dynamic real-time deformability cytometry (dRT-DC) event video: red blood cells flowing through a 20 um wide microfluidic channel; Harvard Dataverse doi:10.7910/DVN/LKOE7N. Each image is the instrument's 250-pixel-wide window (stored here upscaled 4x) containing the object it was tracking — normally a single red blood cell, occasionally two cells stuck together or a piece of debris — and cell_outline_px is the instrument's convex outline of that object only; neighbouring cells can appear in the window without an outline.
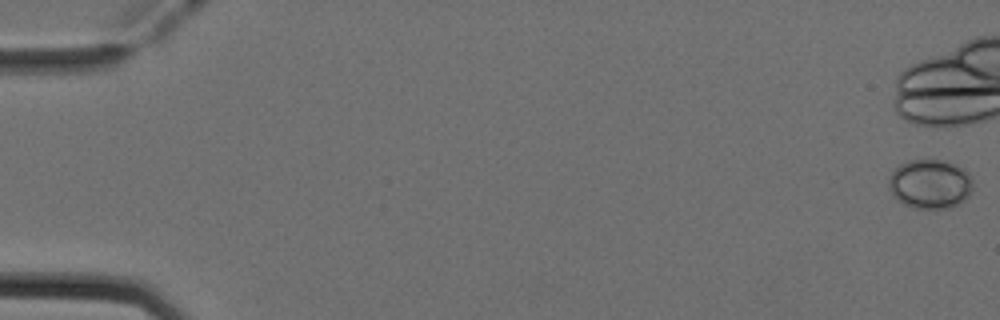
{"species": "Egyptian fruit bat (a non-hibernating species)", "species_latin": "Rousettus aegyptiacus", "temperature_condition": "cold", "stored_images_in_passage": 9, "camera_frame_rate_fps": 3000, "um_per_image_px": 0.085, "animal": {"sex": "female"}, "frame": {"image": 1, "passage_image": 1, "time_ms": 0.0, "image_size_px": [1000, 320], "cell_outline_px": [[972, 188], [968, 196], [964, 200], [948, 208], [912, 208], [904, 204], [888, 188], [888, 176], [900, 164], [908, 160], [944, 160], [956, 164], [964, 168], [968, 172], [972, 180]], "centroid_in_image_um": [79.06, 15.62], "position_along_channel_um": 5.9, "area_um2": 24.16}}